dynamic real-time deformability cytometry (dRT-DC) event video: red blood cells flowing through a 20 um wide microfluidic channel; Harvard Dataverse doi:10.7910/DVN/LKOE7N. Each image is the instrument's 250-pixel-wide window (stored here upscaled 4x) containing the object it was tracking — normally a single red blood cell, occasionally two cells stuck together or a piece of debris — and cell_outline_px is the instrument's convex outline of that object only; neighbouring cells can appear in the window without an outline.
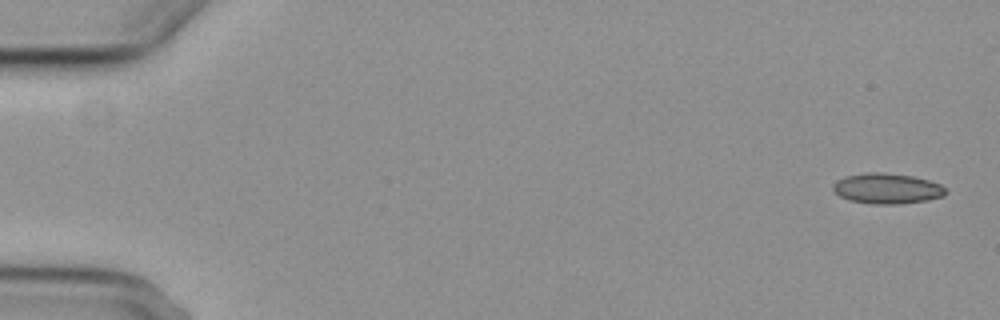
{"species": "common noctule bat (a hibernating species)", "species_latin": "Nyctalus noctula", "temperature_condition": "cold", "stored_images_in_passage": 6, "camera_frame_rate_fps": 3000, "um_per_image_px": 0.085, "animal": {"sex": "female", "body_mass_g": 29.2, "forearm_length_mm": 56.3}, "frame": {"image": 1, "passage_image": 1, "time_ms": 0.0, "image_size_px": [1000, 320], "cell_outline_px": [[944, 196], [928, 200], [896, 204], [872, 204], [848, 200], [840, 196], [832, 188], [832, 184], [836, 180], [848, 176], [868, 172], [884, 172], [912, 176], [928, 180], [940, 184], [944, 188]], "centroid_in_image_um": [75.37, 16.02], "position_along_channel_um": 9.6, "area_um2": 19.88}}
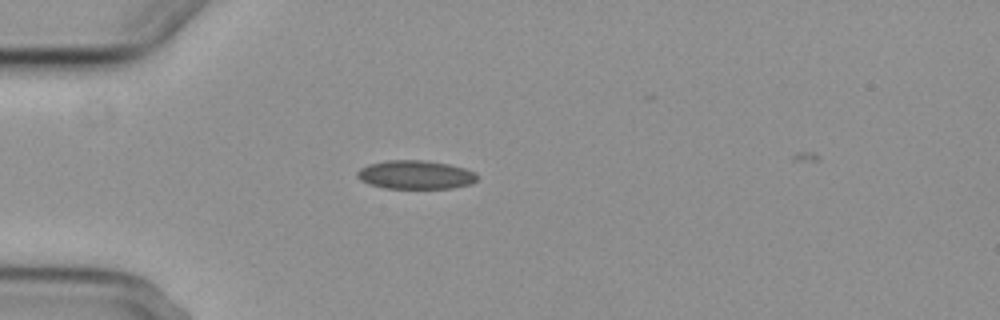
{"frame": {"image": 2, "passage_image": 5, "time_ms": 4.667, "image_size_px": [1000, 320], "cell_outline_px": [[480, 176], [472, 184], [452, 188], [384, 188], [368, 184], [360, 180], [356, 176], [356, 172], [360, 168], [368, 164], [388, 160], [424, 160], [448, 164], [464, 168], [476, 172]], "centroid_in_image_um": [35.32, 14.85], "position_along_channel_um": 49.7, "area_um2": 20.23}}